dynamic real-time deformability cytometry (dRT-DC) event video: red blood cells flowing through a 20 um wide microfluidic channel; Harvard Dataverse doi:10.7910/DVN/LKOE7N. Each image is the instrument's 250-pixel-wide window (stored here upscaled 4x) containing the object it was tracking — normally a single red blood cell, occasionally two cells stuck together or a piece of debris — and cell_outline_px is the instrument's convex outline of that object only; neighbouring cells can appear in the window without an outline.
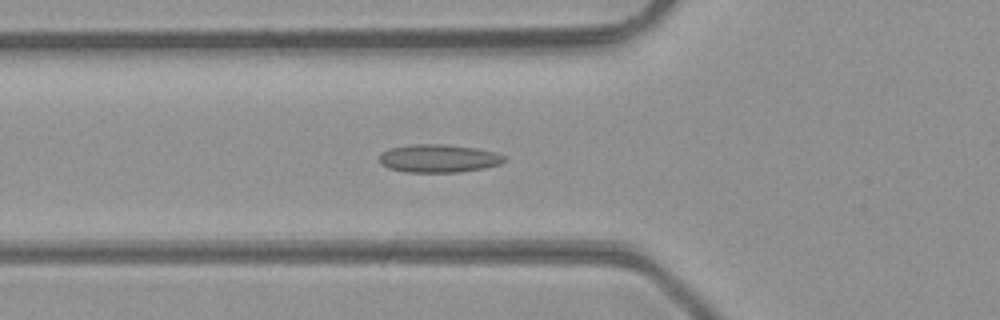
{"species": "common noctule bat (a hibernating species)", "species_latin": "Nyctalus noctula", "temperature_condition": "room temperature", "stored_images_in_passage": 32, "camera_frame_rate_fps": 3000, "um_per_image_px": 0.085, "animal": {"sex": "male", "body_mass_g": 23.1, "forearm_length_mm": 52.7}, "frame": {"image": 1, "passage_image": 2, "time_ms": 0.333, "image_size_px": [1000, 320], "cell_outline_px": [[508, 160], [500, 164], [484, 168], [460, 172], [404, 172], [388, 168], [380, 164], [380, 152], [392, 148], [416, 144], [444, 144], [476, 148], [492, 152], [504, 156]], "centroid_in_image_um": [37.27, 13.47], "position_along_channel_um": 88.5, "area_um2": 20.4}}
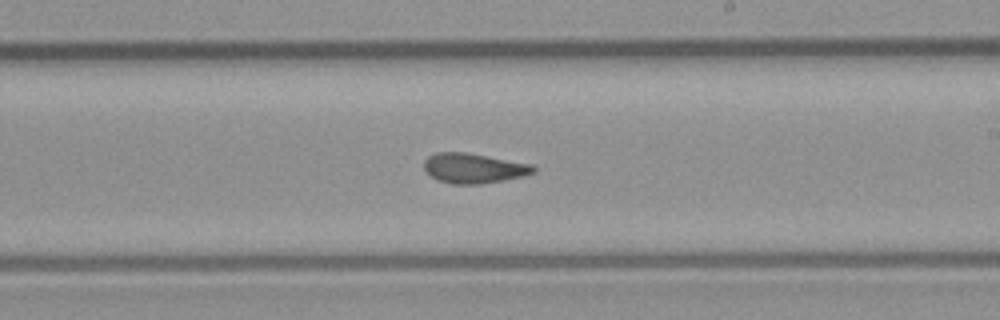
{"frame": {"image": 2, "passage_image": 13, "time_ms": 4.0, "image_size_px": [1000, 320], "cell_outline_px": [[536, 172], [524, 176], [504, 180], [480, 184], [452, 184], [436, 180], [424, 168], [424, 160], [428, 156], [436, 152], [468, 152], [532, 164], [536, 168]], "centroid_in_image_um": [40.28, 14.29], "position_along_channel_um": 248.7, "area_um2": 19.25}}
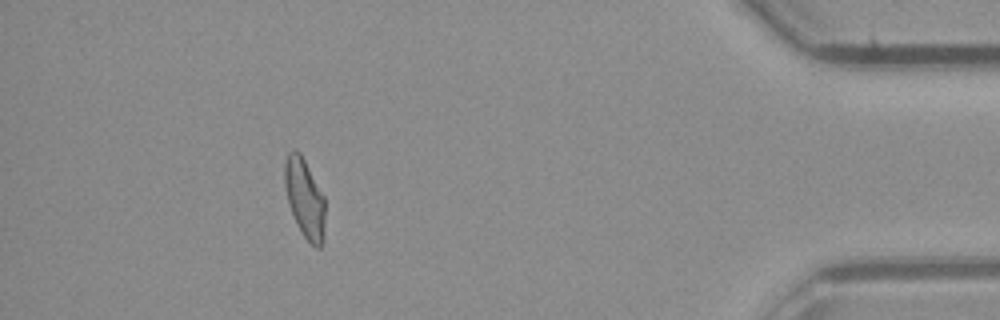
{"frame": {"image": 3, "passage_image": 28, "time_ms": 9.0, "image_size_px": [1000, 320], "cell_outline_px": [[324, 244], [320, 248], [316, 248], [304, 236], [296, 224], [288, 200], [284, 184], [284, 164], [288, 152], [296, 148], [300, 152], [324, 196]], "centroid_in_image_um": [25.9, 16.85], "position_along_channel_um": 409.3, "area_um2": 18.61}}